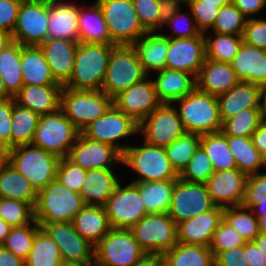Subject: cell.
<instances>
[{
	"mask_svg": "<svg viewBox=\"0 0 266 266\" xmlns=\"http://www.w3.org/2000/svg\"><path fill=\"white\" fill-rule=\"evenodd\" d=\"M176 180L134 183L149 214L168 213Z\"/></svg>",
	"mask_w": 266,
	"mask_h": 266,
	"instance_id": "obj_37",
	"label": "cell"
},
{
	"mask_svg": "<svg viewBox=\"0 0 266 266\" xmlns=\"http://www.w3.org/2000/svg\"><path fill=\"white\" fill-rule=\"evenodd\" d=\"M247 177L237 168L214 172L205 182L213 203L222 208L241 206Z\"/></svg>",
	"mask_w": 266,
	"mask_h": 266,
	"instance_id": "obj_21",
	"label": "cell"
},
{
	"mask_svg": "<svg viewBox=\"0 0 266 266\" xmlns=\"http://www.w3.org/2000/svg\"><path fill=\"white\" fill-rule=\"evenodd\" d=\"M230 64L240 81L260 86L266 83V49L242 42Z\"/></svg>",
	"mask_w": 266,
	"mask_h": 266,
	"instance_id": "obj_28",
	"label": "cell"
},
{
	"mask_svg": "<svg viewBox=\"0 0 266 266\" xmlns=\"http://www.w3.org/2000/svg\"><path fill=\"white\" fill-rule=\"evenodd\" d=\"M205 38L206 58L217 62L231 63L243 42L242 35H228L208 31L203 33Z\"/></svg>",
	"mask_w": 266,
	"mask_h": 266,
	"instance_id": "obj_42",
	"label": "cell"
},
{
	"mask_svg": "<svg viewBox=\"0 0 266 266\" xmlns=\"http://www.w3.org/2000/svg\"><path fill=\"white\" fill-rule=\"evenodd\" d=\"M5 160L22 174L38 192L46 188L57 174L60 158L33 144L21 145L7 151Z\"/></svg>",
	"mask_w": 266,
	"mask_h": 266,
	"instance_id": "obj_3",
	"label": "cell"
},
{
	"mask_svg": "<svg viewBox=\"0 0 266 266\" xmlns=\"http://www.w3.org/2000/svg\"><path fill=\"white\" fill-rule=\"evenodd\" d=\"M116 174L113 168L87 170L79 193L85 204L104 207L120 184Z\"/></svg>",
	"mask_w": 266,
	"mask_h": 266,
	"instance_id": "obj_29",
	"label": "cell"
},
{
	"mask_svg": "<svg viewBox=\"0 0 266 266\" xmlns=\"http://www.w3.org/2000/svg\"><path fill=\"white\" fill-rule=\"evenodd\" d=\"M90 263L81 262H63L61 266H89Z\"/></svg>",
	"mask_w": 266,
	"mask_h": 266,
	"instance_id": "obj_75",
	"label": "cell"
},
{
	"mask_svg": "<svg viewBox=\"0 0 266 266\" xmlns=\"http://www.w3.org/2000/svg\"><path fill=\"white\" fill-rule=\"evenodd\" d=\"M49 0L22 1L13 41L23 46H40L47 39Z\"/></svg>",
	"mask_w": 266,
	"mask_h": 266,
	"instance_id": "obj_13",
	"label": "cell"
},
{
	"mask_svg": "<svg viewBox=\"0 0 266 266\" xmlns=\"http://www.w3.org/2000/svg\"><path fill=\"white\" fill-rule=\"evenodd\" d=\"M240 80L230 63L205 59L196 78L197 88L218 97L230 91Z\"/></svg>",
	"mask_w": 266,
	"mask_h": 266,
	"instance_id": "obj_27",
	"label": "cell"
},
{
	"mask_svg": "<svg viewBox=\"0 0 266 266\" xmlns=\"http://www.w3.org/2000/svg\"><path fill=\"white\" fill-rule=\"evenodd\" d=\"M185 7L190 10L201 33L211 31L220 9L218 3L205 2L204 0H186Z\"/></svg>",
	"mask_w": 266,
	"mask_h": 266,
	"instance_id": "obj_51",
	"label": "cell"
},
{
	"mask_svg": "<svg viewBox=\"0 0 266 266\" xmlns=\"http://www.w3.org/2000/svg\"><path fill=\"white\" fill-rule=\"evenodd\" d=\"M80 132L61 109L39 117L33 145L58 156H68Z\"/></svg>",
	"mask_w": 266,
	"mask_h": 266,
	"instance_id": "obj_8",
	"label": "cell"
},
{
	"mask_svg": "<svg viewBox=\"0 0 266 266\" xmlns=\"http://www.w3.org/2000/svg\"><path fill=\"white\" fill-rule=\"evenodd\" d=\"M215 206L205 183H190L178 178L173 188L168 214L178 225L180 222L212 210Z\"/></svg>",
	"mask_w": 266,
	"mask_h": 266,
	"instance_id": "obj_16",
	"label": "cell"
},
{
	"mask_svg": "<svg viewBox=\"0 0 266 266\" xmlns=\"http://www.w3.org/2000/svg\"><path fill=\"white\" fill-rule=\"evenodd\" d=\"M242 38L245 44L266 49V19L260 16L247 19Z\"/></svg>",
	"mask_w": 266,
	"mask_h": 266,
	"instance_id": "obj_56",
	"label": "cell"
},
{
	"mask_svg": "<svg viewBox=\"0 0 266 266\" xmlns=\"http://www.w3.org/2000/svg\"><path fill=\"white\" fill-rule=\"evenodd\" d=\"M213 173L214 168L210 158L199 146L187 166L179 174V178L190 183H205Z\"/></svg>",
	"mask_w": 266,
	"mask_h": 266,
	"instance_id": "obj_50",
	"label": "cell"
},
{
	"mask_svg": "<svg viewBox=\"0 0 266 266\" xmlns=\"http://www.w3.org/2000/svg\"><path fill=\"white\" fill-rule=\"evenodd\" d=\"M87 170L70 161L67 157L61 158L57 168L56 179L62 186L80 193L82 183L86 177Z\"/></svg>",
	"mask_w": 266,
	"mask_h": 266,
	"instance_id": "obj_52",
	"label": "cell"
},
{
	"mask_svg": "<svg viewBox=\"0 0 266 266\" xmlns=\"http://www.w3.org/2000/svg\"><path fill=\"white\" fill-rule=\"evenodd\" d=\"M262 109L266 118V83L262 86Z\"/></svg>",
	"mask_w": 266,
	"mask_h": 266,
	"instance_id": "obj_73",
	"label": "cell"
},
{
	"mask_svg": "<svg viewBox=\"0 0 266 266\" xmlns=\"http://www.w3.org/2000/svg\"><path fill=\"white\" fill-rule=\"evenodd\" d=\"M78 27L80 42L114 44L103 12L96 1L90 5L79 6Z\"/></svg>",
	"mask_w": 266,
	"mask_h": 266,
	"instance_id": "obj_34",
	"label": "cell"
},
{
	"mask_svg": "<svg viewBox=\"0 0 266 266\" xmlns=\"http://www.w3.org/2000/svg\"><path fill=\"white\" fill-rule=\"evenodd\" d=\"M245 242L246 241L237 233V231L234 230V228L224 219H222L213 234L209 247L212 252H222L235 247L243 246Z\"/></svg>",
	"mask_w": 266,
	"mask_h": 266,
	"instance_id": "obj_54",
	"label": "cell"
},
{
	"mask_svg": "<svg viewBox=\"0 0 266 266\" xmlns=\"http://www.w3.org/2000/svg\"><path fill=\"white\" fill-rule=\"evenodd\" d=\"M214 254L215 266H249L244 245Z\"/></svg>",
	"mask_w": 266,
	"mask_h": 266,
	"instance_id": "obj_59",
	"label": "cell"
},
{
	"mask_svg": "<svg viewBox=\"0 0 266 266\" xmlns=\"http://www.w3.org/2000/svg\"><path fill=\"white\" fill-rule=\"evenodd\" d=\"M95 259L106 266H133L146 252L129 229L112 228L94 247Z\"/></svg>",
	"mask_w": 266,
	"mask_h": 266,
	"instance_id": "obj_15",
	"label": "cell"
},
{
	"mask_svg": "<svg viewBox=\"0 0 266 266\" xmlns=\"http://www.w3.org/2000/svg\"><path fill=\"white\" fill-rule=\"evenodd\" d=\"M252 242L261 252L262 266H266V235L259 233Z\"/></svg>",
	"mask_w": 266,
	"mask_h": 266,
	"instance_id": "obj_68",
	"label": "cell"
},
{
	"mask_svg": "<svg viewBox=\"0 0 266 266\" xmlns=\"http://www.w3.org/2000/svg\"><path fill=\"white\" fill-rule=\"evenodd\" d=\"M265 119L262 108L245 109L226 119L221 131L225 135L251 137Z\"/></svg>",
	"mask_w": 266,
	"mask_h": 266,
	"instance_id": "obj_44",
	"label": "cell"
},
{
	"mask_svg": "<svg viewBox=\"0 0 266 266\" xmlns=\"http://www.w3.org/2000/svg\"><path fill=\"white\" fill-rule=\"evenodd\" d=\"M62 263L57 244L40 228L33 240L25 266H61Z\"/></svg>",
	"mask_w": 266,
	"mask_h": 266,
	"instance_id": "obj_43",
	"label": "cell"
},
{
	"mask_svg": "<svg viewBox=\"0 0 266 266\" xmlns=\"http://www.w3.org/2000/svg\"><path fill=\"white\" fill-rule=\"evenodd\" d=\"M89 266H106L102 263H100L98 260H96L95 258L90 262Z\"/></svg>",
	"mask_w": 266,
	"mask_h": 266,
	"instance_id": "obj_78",
	"label": "cell"
},
{
	"mask_svg": "<svg viewBox=\"0 0 266 266\" xmlns=\"http://www.w3.org/2000/svg\"><path fill=\"white\" fill-rule=\"evenodd\" d=\"M62 88L61 84L23 85L13 98L16 104L42 116L60 109Z\"/></svg>",
	"mask_w": 266,
	"mask_h": 266,
	"instance_id": "obj_25",
	"label": "cell"
},
{
	"mask_svg": "<svg viewBox=\"0 0 266 266\" xmlns=\"http://www.w3.org/2000/svg\"><path fill=\"white\" fill-rule=\"evenodd\" d=\"M173 104L178 107L185 132L203 135L222 130L223 121L216 96L202 92L196 87Z\"/></svg>",
	"mask_w": 266,
	"mask_h": 266,
	"instance_id": "obj_1",
	"label": "cell"
},
{
	"mask_svg": "<svg viewBox=\"0 0 266 266\" xmlns=\"http://www.w3.org/2000/svg\"><path fill=\"white\" fill-rule=\"evenodd\" d=\"M224 208L215 206L177 225V241L188 245L209 247L213 234L223 219Z\"/></svg>",
	"mask_w": 266,
	"mask_h": 266,
	"instance_id": "obj_23",
	"label": "cell"
},
{
	"mask_svg": "<svg viewBox=\"0 0 266 266\" xmlns=\"http://www.w3.org/2000/svg\"><path fill=\"white\" fill-rule=\"evenodd\" d=\"M136 14L147 32H159L160 0H132Z\"/></svg>",
	"mask_w": 266,
	"mask_h": 266,
	"instance_id": "obj_55",
	"label": "cell"
},
{
	"mask_svg": "<svg viewBox=\"0 0 266 266\" xmlns=\"http://www.w3.org/2000/svg\"><path fill=\"white\" fill-rule=\"evenodd\" d=\"M132 46L148 76L165 69L168 37L163 36L160 32H147Z\"/></svg>",
	"mask_w": 266,
	"mask_h": 266,
	"instance_id": "obj_31",
	"label": "cell"
},
{
	"mask_svg": "<svg viewBox=\"0 0 266 266\" xmlns=\"http://www.w3.org/2000/svg\"><path fill=\"white\" fill-rule=\"evenodd\" d=\"M85 205L79 193L62 186L55 178L38 191L34 218L38 223L72 222Z\"/></svg>",
	"mask_w": 266,
	"mask_h": 266,
	"instance_id": "obj_5",
	"label": "cell"
},
{
	"mask_svg": "<svg viewBox=\"0 0 266 266\" xmlns=\"http://www.w3.org/2000/svg\"><path fill=\"white\" fill-rule=\"evenodd\" d=\"M38 224L57 244L63 262L90 263L95 258V246L74 229L72 222Z\"/></svg>",
	"mask_w": 266,
	"mask_h": 266,
	"instance_id": "obj_17",
	"label": "cell"
},
{
	"mask_svg": "<svg viewBox=\"0 0 266 266\" xmlns=\"http://www.w3.org/2000/svg\"><path fill=\"white\" fill-rule=\"evenodd\" d=\"M217 101L224 122L242 110L262 108V86L239 81L230 91L219 95Z\"/></svg>",
	"mask_w": 266,
	"mask_h": 266,
	"instance_id": "obj_24",
	"label": "cell"
},
{
	"mask_svg": "<svg viewBox=\"0 0 266 266\" xmlns=\"http://www.w3.org/2000/svg\"><path fill=\"white\" fill-rule=\"evenodd\" d=\"M112 42L133 45L147 31L142 27L132 0H96Z\"/></svg>",
	"mask_w": 266,
	"mask_h": 266,
	"instance_id": "obj_9",
	"label": "cell"
},
{
	"mask_svg": "<svg viewBox=\"0 0 266 266\" xmlns=\"http://www.w3.org/2000/svg\"><path fill=\"white\" fill-rule=\"evenodd\" d=\"M205 2L218 3V6H226L231 3V0H204Z\"/></svg>",
	"mask_w": 266,
	"mask_h": 266,
	"instance_id": "obj_74",
	"label": "cell"
},
{
	"mask_svg": "<svg viewBox=\"0 0 266 266\" xmlns=\"http://www.w3.org/2000/svg\"><path fill=\"white\" fill-rule=\"evenodd\" d=\"M13 42L12 34L0 29V51Z\"/></svg>",
	"mask_w": 266,
	"mask_h": 266,
	"instance_id": "obj_69",
	"label": "cell"
},
{
	"mask_svg": "<svg viewBox=\"0 0 266 266\" xmlns=\"http://www.w3.org/2000/svg\"><path fill=\"white\" fill-rule=\"evenodd\" d=\"M0 266H25V261L0 245Z\"/></svg>",
	"mask_w": 266,
	"mask_h": 266,
	"instance_id": "obj_66",
	"label": "cell"
},
{
	"mask_svg": "<svg viewBox=\"0 0 266 266\" xmlns=\"http://www.w3.org/2000/svg\"><path fill=\"white\" fill-rule=\"evenodd\" d=\"M186 6V0H160L159 2V30L178 11Z\"/></svg>",
	"mask_w": 266,
	"mask_h": 266,
	"instance_id": "obj_61",
	"label": "cell"
},
{
	"mask_svg": "<svg viewBox=\"0 0 266 266\" xmlns=\"http://www.w3.org/2000/svg\"><path fill=\"white\" fill-rule=\"evenodd\" d=\"M148 75L132 45H116L109 56L101 91L112 99Z\"/></svg>",
	"mask_w": 266,
	"mask_h": 266,
	"instance_id": "obj_7",
	"label": "cell"
},
{
	"mask_svg": "<svg viewBox=\"0 0 266 266\" xmlns=\"http://www.w3.org/2000/svg\"><path fill=\"white\" fill-rule=\"evenodd\" d=\"M244 251L247 254L249 266H262L261 252L252 241L245 242Z\"/></svg>",
	"mask_w": 266,
	"mask_h": 266,
	"instance_id": "obj_65",
	"label": "cell"
},
{
	"mask_svg": "<svg viewBox=\"0 0 266 266\" xmlns=\"http://www.w3.org/2000/svg\"><path fill=\"white\" fill-rule=\"evenodd\" d=\"M237 169L247 176L261 170V154L253 145L251 137L226 135Z\"/></svg>",
	"mask_w": 266,
	"mask_h": 266,
	"instance_id": "obj_40",
	"label": "cell"
},
{
	"mask_svg": "<svg viewBox=\"0 0 266 266\" xmlns=\"http://www.w3.org/2000/svg\"><path fill=\"white\" fill-rule=\"evenodd\" d=\"M7 149L0 143V161L5 160Z\"/></svg>",
	"mask_w": 266,
	"mask_h": 266,
	"instance_id": "obj_76",
	"label": "cell"
},
{
	"mask_svg": "<svg viewBox=\"0 0 266 266\" xmlns=\"http://www.w3.org/2000/svg\"><path fill=\"white\" fill-rule=\"evenodd\" d=\"M142 146H129L122 154V164L137 173L131 183L177 180L179 174L172 167L165 148L150 145L144 140Z\"/></svg>",
	"mask_w": 266,
	"mask_h": 266,
	"instance_id": "obj_4",
	"label": "cell"
},
{
	"mask_svg": "<svg viewBox=\"0 0 266 266\" xmlns=\"http://www.w3.org/2000/svg\"><path fill=\"white\" fill-rule=\"evenodd\" d=\"M266 168V153L261 155V169Z\"/></svg>",
	"mask_w": 266,
	"mask_h": 266,
	"instance_id": "obj_77",
	"label": "cell"
},
{
	"mask_svg": "<svg viewBox=\"0 0 266 266\" xmlns=\"http://www.w3.org/2000/svg\"><path fill=\"white\" fill-rule=\"evenodd\" d=\"M74 229L92 245H96L112 229L105 207L85 205L73 218Z\"/></svg>",
	"mask_w": 266,
	"mask_h": 266,
	"instance_id": "obj_32",
	"label": "cell"
},
{
	"mask_svg": "<svg viewBox=\"0 0 266 266\" xmlns=\"http://www.w3.org/2000/svg\"><path fill=\"white\" fill-rule=\"evenodd\" d=\"M206 59L205 38H168L165 69L180 70L197 78Z\"/></svg>",
	"mask_w": 266,
	"mask_h": 266,
	"instance_id": "obj_18",
	"label": "cell"
},
{
	"mask_svg": "<svg viewBox=\"0 0 266 266\" xmlns=\"http://www.w3.org/2000/svg\"><path fill=\"white\" fill-rule=\"evenodd\" d=\"M13 112V98L0 100V143L11 149V124Z\"/></svg>",
	"mask_w": 266,
	"mask_h": 266,
	"instance_id": "obj_57",
	"label": "cell"
},
{
	"mask_svg": "<svg viewBox=\"0 0 266 266\" xmlns=\"http://www.w3.org/2000/svg\"><path fill=\"white\" fill-rule=\"evenodd\" d=\"M162 102L158 99L153 79L147 76L113 98V104L140 123Z\"/></svg>",
	"mask_w": 266,
	"mask_h": 266,
	"instance_id": "obj_20",
	"label": "cell"
},
{
	"mask_svg": "<svg viewBox=\"0 0 266 266\" xmlns=\"http://www.w3.org/2000/svg\"><path fill=\"white\" fill-rule=\"evenodd\" d=\"M246 21L247 18L231 2L226 6L220 7L216 20L211 28V33L242 35Z\"/></svg>",
	"mask_w": 266,
	"mask_h": 266,
	"instance_id": "obj_48",
	"label": "cell"
},
{
	"mask_svg": "<svg viewBox=\"0 0 266 266\" xmlns=\"http://www.w3.org/2000/svg\"><path fill=\"white\" fill-rule=\"evenodd\" d=\"M200 146V135L185 132L165 147L168 159L178 174L187 166Z\"/></svg>",
	"mask_w": 266,
	"mask_h": 266,
	"instance_id": "obj_45",
	"label": "cell"
},
{
	"mask_svg": "<svg viewBox=\"0 0 266 266\" xmlns=\"http://www.w3.org/2000/svg\"><path fill=\"white\" fill-rule=\"evenodd\" d=\"M129 231L146 253L162 255L178 243L177 224L168 213L148 214Z\"/></svg>",
	"mask_w": 266,
	"mask_h": 266,
	"instance_id": "obj_11",
	"label": "cell"
},
{
	"mask_svg": "<svg viewBox=\"0 0 266 266\" xmlns=\"http://www.w3.org/2000/svg\"><path fill=\"white\" fill-rule=\"evenodd\" d=\"M113 99L101 90H77L63 86L60 109L81 133L102 116Z\"/></svg>",
	"mask_w": 266,
	"mask_h": 266,
	"instance_id": "obj_6",
	"label": "cell"
},
{
	"mask_svg": "<svg viewBox=\"0 0 266 266\" xmlns=\"http://www.w3.org/2000/svg\"><path fill=\"white\" fill-rule=\"evenodd\" d=\"M166 25L173 29L172 32L168 35L162 33V31L159 32L168 38H192L201 34L190 10L187 13H182L181 10L178 11L164 24L163 27Z\"/></svg>",
	"mask_w": 266,
	"mask_h": 266,
	"instance_id": "obj_53",
	"label": "cell"
},
{
	"mask_svg": "<svg viewBox=\"0 0 266 266\" xmlns=\"http://www.w3.org/2000/svg\"><path fill=\"white\" fill-rule=\"evenodd\" d=\"M258 225H259V233L266 235V216L265 217H257Z\"/></svg>",
	"mask_w": 266,
	"mask_h": 266,
	"instance_id": "obj_72",
	"label": "cell"
},
{
	"mask_svg": "<svg viewBox=\"0 0 266 266\" xmlns=\"http://www.w3.org/2000/svg\"><path fill=\"white\" fill-rule=\"evenodd\" d=\"M37 193L32 184L6 160L0 161V198L24 201L34 208Z\"/></svg>",
	"mask_w": 266,
	"mask_h": 266,
	"instance_id": "obj_35",
	"label": "cell"
},
{
	"mask_svg": "<svg viewBox=\"0 0 266 266\" xmlns=\"http://www.w3.org/2000/svg\"><path fill=\"white\" fill-rule=\"evenodd\" d=\"M41 228L36 220L31 224L12 227L2 246L15 256L26 261L36 233Z\"/></svg>",
	"mask_w": 266,
	"mask_h": 266,
	"instance_id": "obj_47",
	"label": "cell"
},
{
	"mask_svg": "<svg viewBox=\"0 0 266 266\" xmlns=\"http://www.w3.org/2000/svg\"><path fill=\"white\" fill-rule=\"evenodd\" d=\"M242 206L250 209L256 217H265L266 194H262V197H244Z\"/></svg>",
	"mask_w": 266,
	"mask_h": 266,
	"instance_id": "obj_63",
	"label": "cell"
},
{
	"mask_svg": "<svg viewBox=\"0 0 266 266\" xmlns=\"http://www.w3.org/2000/svg\"><path fill=\"white\" fill-rule=\"evenodd\" d=\"M154 74L157 75L153 78L156 94L162 103L172 104L197 87L196 77L185 71L163 69Z\"/></svg>",
	"mask_w": 266,
	"mask_h": 266,
	"instance_id": "obj_30",
	"label": "cell"
},
{
	"mask_svg": "<svg viewBox=\"0 0 266 266\" xmlns=\"http://www.w3.org/2000/svg\"><path fill=\"white\" fill-rule=\"evenodd\" d=\"M39 117L40 116L37 113L30 109L16 104L13 98L11 149L17 146L33 143Z\"/></svg>",
	"mask_w": 266,
	"mask_h": 266,
	"instance_id": "obj_41",
	"label": "cell"
},
{
	"mask_svg": "<svg viewBox=\"0 0 266 266\" xmlns=\"http://www.w3.org/2000/svg\"><path fill=\"white\" fill-rule=\"evenodd\" d=\"M11 226L0 217V245H2L11 230Z\"/></svg>",
	"mask_w": 266,
	"mask_h": 266,
	"instance_id": "obj_70",
	"label": "cell"
},
{
	"mask_svg": "<svg viewBox=\"0 0 266 266\" xmlns=\"http://www.w3.org/2000/svg\"><path fill=\"white\" fill-rule=\"evenodd\" d=\"M79 4H75V1L49 0L47 39L80 42Z\"/></svg>",
	"mask_w": 266,
	"mask_h": 266,
	"instance_id": "obj_22",
	"label": "cell"
},
{
	"mask_svg": "<svg viewBox=\"0 0 266 266\" xmlns=\"http://www.w3.org/2000/svg\"><path fill=\"white\" fill-rule=\"evenodd\" d=\"M21 71L24 85L60 84L53 77L40 46L21 45Z\"/></svg>",
	"mask_w": 266,
	"mask_h": 266,
	"instance_id": "obj_33",
	"label": "cell"
},
{
	"mask_svg": "<svg viewBox=\"0 0 266 266\" xmlns=\"http://www.w3.org/2000/svg\"><path fill=\"white\" fill-rule=\"evenodd\" d=\"M85 137L116 148L121 154L130 144L119 142L121 139L139 135V123L120 111L114 104L82 132Z\"/></svg>",
	"mask_w": 266,
	"mask_h": 266,
	"instance_id": "obj_10",
	"label": "cell"
},
{
	"mask_svg": "<svg viewBox=\"0 0 266 266\" xmlns=\"http://www.w3.org/2000/svg\"><path fill=\"white\" fill-rule=\"evenodd\" d=\"M115 44L79 42L72 76L64 85L77 90H101L108 59Z\"/></svg>",
	"mask_w": 266,
	"mask_h": 266,
	"instance_id": "obj_2",
	"label": "cell"
},
{
	"mask_svg": "<svg viewBox=\"0 0 266 266\" xmlns=\"http://www.w3.org/2000/svg\"><path fill=\"white\" fill-rule=\"evenodd\" d=\"M184 133L177 107L173 103H161L139 123V135L143 134V140L163 148Z\"/></svg>",
	"mask_w": 266,
	"mask_h": 266,
	"instance_id": "obj_12",
	"label": "cell"
},
{
	"mask_svg": "<svg viewBox=\"0 0 266 266\" xmlns=\"http://www.w3.org/2000/svg\"><path fill=\"white\" fill-rule=\"evenodd\" d=\"M104 207L114 229H130L149 214L138 187L131 181L125 186L120 182Z\"/></svg>",
	"mask_w": 266,
	"mask_h": 266,
	"instance_id": "obj_14",
	"label": "cell"
},
{
	"mask_svg": "<svg viewBox=\"0 0 266 266\" xmlns=\"http://www.w3.org/2000/svg\"><path fill=\"white\" fill-rule=\"evenodd\" d=\"M23 0H0V29L13 34Z\"/></svg>",
	"mask_w": 266,
	"mask_h": 266,
	"instance_id": "obj_58",
	"label": "cell"
},
{
	"mask_svg": "<svg viewBox=\"0 0 266 266\" xmlns=\"http://www.w3.org/2000/svg\"><path fill=\"white\" fill-rule=\"evenodd\" d=\"M0 217L11 227L31 224L34 208L24 201L0 198Z\"/></svg>",
	"mask_w": 266,
	"mask_h": 266,
	"instance_id": "obj_49",
	"label": "cell"
},
{
	"mask_svg": "<svg viewBox=\"0 0 266 266\" xmlns=\"http://www.w3.org/2000/svg\"><path fill=\"white\" fill-rule=\"evenodd\" d=\"M78 42L46 39L41 45L46 61L55 80L65 85L72 76Z\"/></svg>",
	"mask_w": 266,
	"mask_h": 266,
	"instance_id": "obj_26",
	"label": "cell"
},
{
	"mask_svg": "<svg viewBox=\"0 0 266 266\" xmlns=\"http://www.w3.org/2000/svg\"><path fill=\"white\" fill-rule=\"evenodd\" d=\"M251 139L261 155L266 153V119L253 133Z\"/></svg>",
	"mask_w": 266,
	"mask_h": 266,
	"instance_id": "obj_64",
	"label": "cell"
},
{
	"mask_svg": "<svg viewBox=\"0 0 266 266\" xmlns=\"http://www.w3.org/2000/svg\"><path fill=\"white\" fill-rule=\"evenodd\" d=\"M11 98L13 97L7 92L4 81L0 76V100H6Z\"/></svg>",
	"mask_w": 266,
	"mask_h": 266,
	"instance_id": "obj_71",
	"label": "cell"
},
{
	"mask_svg": "<svg viewBox=\"0 0 266 266\" xmlns=\"http://www.w3.org/2000/svg\"><path fill=\"white\" fill-rule=\"evenodd\" d=\"M133 266H163V256L157 253H145Z\"/></svg>",
	"mask_w": 266,
	"mask_h": 266,
	"instance_id": "obj_67",
	"label": "cell"
},
{
	"mask_svg": "<svg viewBox=\"0 0 266 266\" xmlns=\"http://www.w3.org/2000/svg\"><path fill=\"white\" fill-rule=\"evenodd\" d=\"M0 76L7 92L14 97L24 85L21 71V44L13 41L0 51Z\"/></svg>",
	"mask_w": 266,
	"mask_h": 266,
	"instance_id": "obj_38",
	"label": "cell"
},
{
	"mask_svg": "<svg viewBox=\"0 0 266 266\" xmlns=\"http://www.w3.org/2000/svg\"><path fill=\"white\" fill-rule=\"evenodd\" d=\"M200 146L210 158L214 172L237 168L226 135L222 131L200 135Z\"/></svg>",
	"mask_w": 266,
	"mask_h": 266,
	"instance_id": "obj_39",
	"label": "cell"
},
{
	"mask_svg": "<svg viewBox=\"0 0 266 266\" xmlns=\"http://www.w3.org/2000/svg\"><path fill=\"white\" fill-rule=\"evenodd\" d=\"M223 219L246 241H253L259 234L257 217L248 208L241 206L226 207Z\"/></svg>",
	"mask_w": 266,
	"mask_h": 266,
	"instance_id": "obj_46",
	"label": "cell"
},
{
	"mask_svg": "<svg viewBox=\"0 0 266 266\" xmlns=\"http://www.w3.org/2000/svg\"><path fill=\"white\" fill-rule=\"evenodd\" d=\"M231 2L247 18H256L266 8V0H231Z\"/></svg>",
	"mask_w": 266,
	"mask_h": 266,
	"instance_id": "obj_62",
	"label": "cell"
},
{
	"mask_svg": "<svg viewBox=\"0 0 266 266\" xmlns=\"http://www.w3.org/2000/svg\"><path fill=\"white\" fill-rule=\"evenodd\" d=\"M67 158L85 170L112 169L114 164H122V154L116 148L89 139L82 133L78 135Z\"/></svg>",
	"mask_w": 266,
	"mask_h": 266,
	"instance_id": "obj_19",
	"label": "cell"
},
{
	"mask_svg": "<svg viewBox=\"0 0 266 266\" xmlns=\"http://www.w3.org/2000/svg\"><path fill=\"white\" fill-rule=\"evenodd\" d=\"M162 256L163 266H215L212 250L201 245L178 242Z\"/></svg>",
	"mask_w": 266,
	"mask_h": 266,
	"instance_id": "obj_36",
	"label": "cell"
},
{
	"mask_svg": "<svg viewBox=\"0 0 266 266\" xmlns=\"http://www.w3.org/2000/svg\"><path fill=\"white\" fill-rule=\"evenodd\" d=\"M266 194V172L249 175L245 184L244 197H262Z\"/></svg>",
	"mask_w": 266,
	"mask_h": 266,
	"instance_id": "obj_60",
	"label": "cell"
}]
</instances>
